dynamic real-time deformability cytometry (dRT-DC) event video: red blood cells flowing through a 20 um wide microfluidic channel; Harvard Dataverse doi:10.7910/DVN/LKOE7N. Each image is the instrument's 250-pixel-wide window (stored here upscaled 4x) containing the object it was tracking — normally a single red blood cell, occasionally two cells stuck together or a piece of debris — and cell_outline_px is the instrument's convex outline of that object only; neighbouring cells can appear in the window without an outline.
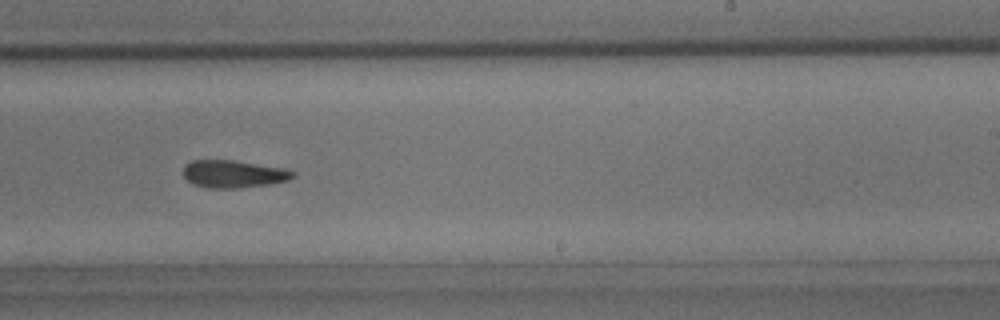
{"species": "common noctule bat (a hibernating species)", "species_latin": "Nyctalus noctula", "temperature_condition": "room temperature", "stored_images_in_passage": 39, "camera_frame_rate_fps": 3000, "um_per_image_px": 0.085, "animal": {"sex": "male", "body_mass_g": 15.6}, "frame": {"image": 1, "passage_image": 23, "time_ms": 7.333, "image_size_px": [1000, 320], "cell_outline_px": [[296, 176], [288, 180], [268, 184], [236, 188], [208, 188], [192, 184], [184, 176], [184, 164], [192, 160], [232, 160], [284, 168], [296, 172]], "centroid_in_image_um": [19.84, 14.78], "position_along_channel_um": 269.2, "area_um2": 17.57}}